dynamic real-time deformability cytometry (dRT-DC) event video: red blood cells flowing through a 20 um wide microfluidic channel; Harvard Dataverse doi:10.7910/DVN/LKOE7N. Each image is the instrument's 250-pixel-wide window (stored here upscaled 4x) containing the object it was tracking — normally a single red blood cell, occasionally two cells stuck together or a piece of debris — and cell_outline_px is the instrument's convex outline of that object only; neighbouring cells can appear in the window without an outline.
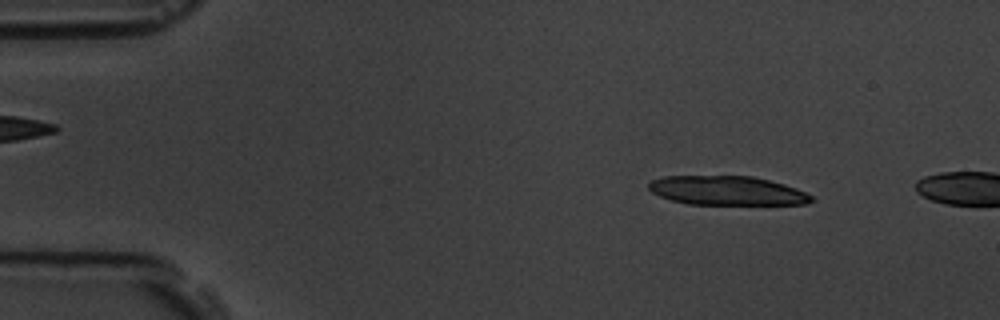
{"species": "common noctule bat (a hibernating species)", "species_latin": "Nyctalus noctula", "temperature_condition": "room temperature", "stored_images_in_passage": 4, "camera_frame_rate_fps": 3000, "um_per_image_px": 0.085, "animal": {"sex": "male", "body_mass_g": 19.5, "forearm_length_mm": 54.6}, "frame": {"image": 1, "passage_image": 2, "time_ms": 1.0, "image_size_px": [1000, 320], "cell_outline_px": [[816, 200], [808, 204], [688, 204], [672, 200], [660, 196], [652, 192], [648, 188], [648, 184], [652, 180], [664, 176], [752, 176], [784, 184], [796, 188], [812, 196]], "centroid_in_image_um": [61.81, 16.2], "position_along_channel_um": 23.2, "area_um2": 27.51}}